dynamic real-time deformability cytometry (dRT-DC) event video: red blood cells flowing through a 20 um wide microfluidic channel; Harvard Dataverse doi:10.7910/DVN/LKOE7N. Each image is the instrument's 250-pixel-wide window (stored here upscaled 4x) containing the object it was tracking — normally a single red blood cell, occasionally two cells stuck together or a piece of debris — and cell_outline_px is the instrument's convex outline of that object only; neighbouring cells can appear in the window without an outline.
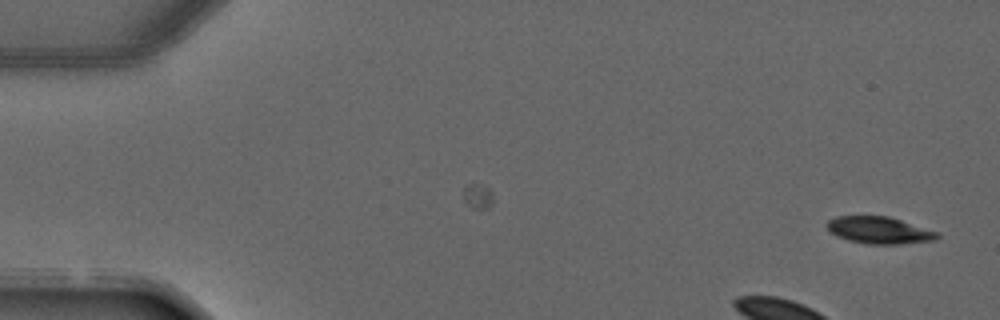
{"species": "common noctule bat (a hibernating species)", "species_latin": "Nyctalus noctula", "temperature_condition": "warm", "stored_images_in_passage": 2, "camera_frame_rate_fps": 3000, "um_per_image_px": 0.085, "animal": {"sex": "male", "forearm_length_mm": 52.5}, "frame": {"image": 1, "passage_image": 2, "time_ms": 1.333, "image_size_px": [1000, 320], "cell_outline_px": [[940, 236], [932, 240], [900, 244], [864, 244], [848, 240], [836, 236], [828, 232], [824, 224], [828, 220], [836, 216], [888, 216], [940, 232]], "centroid_in_image_um": [74.68, 19.57], "position_along_channel_um": 10.3, "area_um2": 17.57}}